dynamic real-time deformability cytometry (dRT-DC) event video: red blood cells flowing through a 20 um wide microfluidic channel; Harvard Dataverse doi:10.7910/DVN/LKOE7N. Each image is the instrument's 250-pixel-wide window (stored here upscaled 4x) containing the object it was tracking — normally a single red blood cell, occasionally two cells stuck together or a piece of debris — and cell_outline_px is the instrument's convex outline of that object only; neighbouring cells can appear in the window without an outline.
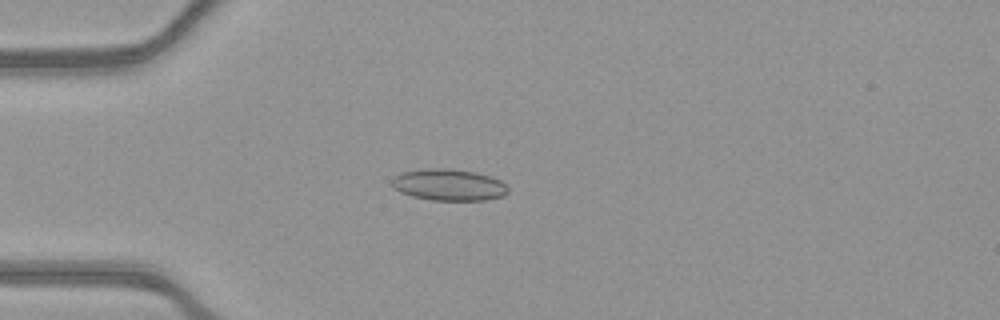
{"species": "common noctule bat (a hibernating species)", "species_latin": "Nyctalus noctula", "temperature_condition": "warm", "stored_images_in_passage": 46, "camera_frame_rate_fps": 3000, "um_per_image_px": 0.085, "animal": {"sex": "female", "body_mass_g": 21.9}, "frame": {"image": 1, "passage_image": 8, "time_ms": 2.333, "image_size_px": [1000, 320], "cell_outline_px": [[508, 192], [504, 196], [484, 200], [432, 200], [412, 196], [400, 192], [392, 184], [392, 180], [400, 172], [432, 168], [448, 168], [476, 172], [492, 176], [500, 180], [508, 188]], "centroid_in_image_um": [38.18, 15.71], "position_along_channel_um": 46.8, "area_um2": 21.33}}
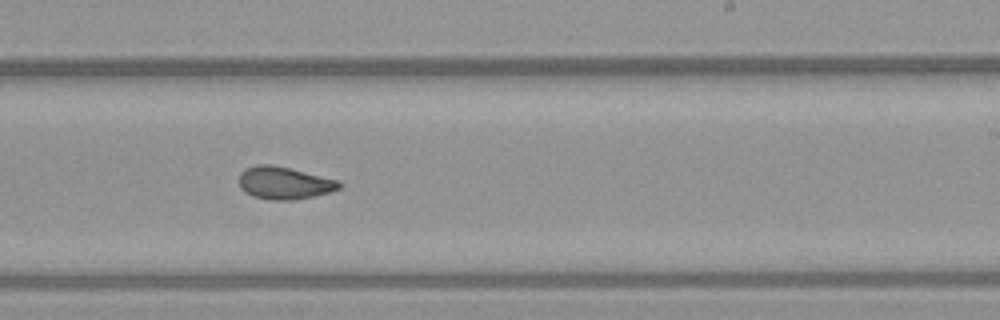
{"frame": {"image": 2, "passage_image": 26, "time_ms": 8.333, "image_size_px": [1000, 320], "cell_outline_px": [[344, 184], [340, 188], [332, 192], [296, 200], [268, 200], [252, 196], [244, 192], [240, 188], [240, 172], [244, 168], [256, 164], [272, 164], [340, 180]], "centroid_in_image_um": [24.18, 15.55], "position_along_channel_um": 264.8, "area_um2": 19.36}}
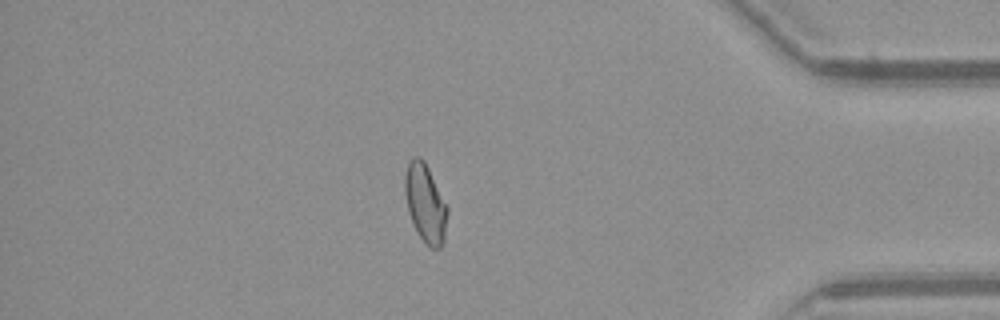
{"frame": {"image": 3, "passage_image": 39, "time_ms": 12.667, "image_size_px": [1000, 320], "cell_outline_px": [[448, 212], [444, 240], [440, 248], [432, 248], [420, 236], [408, 212], [404, 192], [404, 176], [408, 164], [416, 156], [420, 156], [424, 160], [448, 208]], "centroid_in_image_um": [36.15, 17.26], "position_along_channel_um": 399.0, "area_um2": 19.02}, "authors_computed_cell_mechanics": {"area_um2": 19.2474, "velocity_mm_per_s": 3.9183, "shape_relaxation_time_tau1_ms": null, "shape_relaxation_time_tau2_ms": 1.3765, "deformation_change_tau1": null, "deformation_change_tau2": 0.0692}}